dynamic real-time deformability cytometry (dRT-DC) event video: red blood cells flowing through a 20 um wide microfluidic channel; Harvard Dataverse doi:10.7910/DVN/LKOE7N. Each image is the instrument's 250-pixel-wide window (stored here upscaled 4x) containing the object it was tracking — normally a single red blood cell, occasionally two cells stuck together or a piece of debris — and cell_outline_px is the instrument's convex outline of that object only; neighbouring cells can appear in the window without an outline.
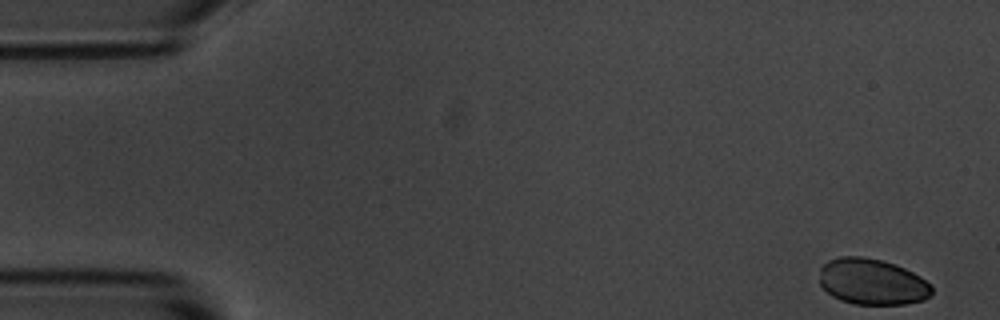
{"species": "common noctule bat (a hibernating species)", "species_latin": "Nyctalus noctula", "temperature_condition": "room temperature", "stored_images_in_passage": 54, "camera_frame_rate_fps": 3000, "um_per_image_px": 0.085, "animal": {"sex": "male", "body_mass_g": 20.1, "forearm_length_mm": 53.5}, "frame": {"image": 1, "passage_image": 1, "time_ms": 0.0, "image_size_px": [1000, 320], "cell_outline_px": [[932, 296], [924, 300], [904, 304], [852, 304], [840, 300], [832, 296], [820, 284], [820, 268], [828, 260], [840, 256], [864, 256], [896, 264], [920, 276], [932, 284]], "centroid_in_image_um": [74.15, 23.95], "position_along_channel_um": 10.9, "area_um2": 30.4}}